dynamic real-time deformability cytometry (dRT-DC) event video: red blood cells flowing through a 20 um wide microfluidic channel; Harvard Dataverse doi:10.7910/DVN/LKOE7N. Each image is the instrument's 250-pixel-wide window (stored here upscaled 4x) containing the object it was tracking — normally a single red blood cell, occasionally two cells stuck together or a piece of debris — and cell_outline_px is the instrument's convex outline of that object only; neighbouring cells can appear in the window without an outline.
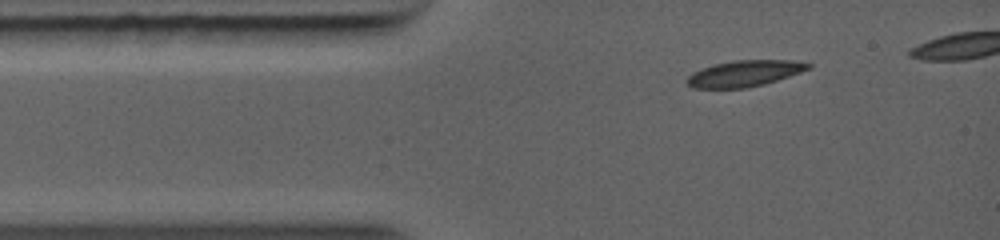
{"species": "common noctule bat (a hibernating species)", "species_latin": "Nyctalus noctula", "temperature_condition": "warm", "stored_images_in_passage": 25, "camera_frame_rate_fps": 5000, "um_per_image_px": 0.085, "animal": {"sex": "female", "body_mass_g": 19.0, "forearm_length_mm": 56.7}, "frame": {"image": 1, "passage_image": 1, "time_ms": 0.0, "image_size_px": [1000, 240], "cell_outline_px": [[812, 68], [764, 84], [744, 88], [692, 88], [684, 80], [692, 72], [700, 68], [712, 64], [732, 60], [792, 60], [812, 64]], "centroid_in_image_um": [63.23, 6.23], "position_along_channel_um": 21.8, "area_um2": 18.61}}
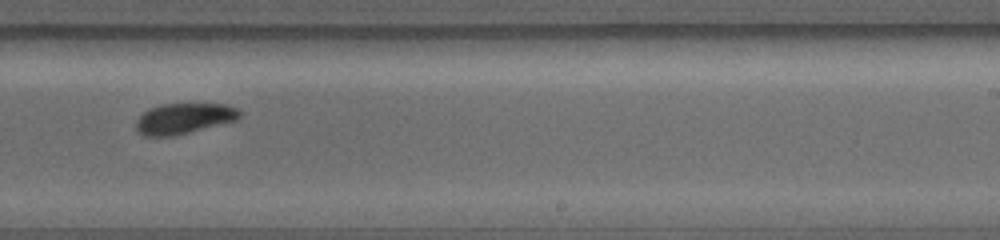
{"frame": {"image": 2, "passage_image": 16, "time_ms": 5.8, "image_size_px": [1000, 240], "cell_outline_px": [[240, 116], [236, 120], [176, 136], [144, 136], [136, 132], [136, 120], [144, 112], [160, 104], [228, 104], [236, 108], [240, 112]], "centroid_in_image_um": [15.61, 10.08], "position_along_channel_um": 273.4, "area_um2": 18.5}}
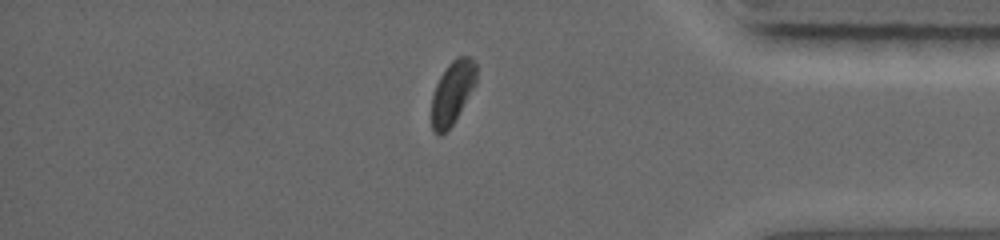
{"frame": {"image": 3, "passage_image": 24, "time_ms": 8.8, "image_size_px": [1000, 240], "cell_outline_px": [[476, 84], [452, 124], [440, 136], [432, 132], [432, 96], [436, 84], [440, 76], [448, 64], [456, 56], [468, 56], [476, 64]], "centroid_in_image_um": [38.44, 7.85], "position_along_channel_um": 396.8, "area_um2": 16.3}}